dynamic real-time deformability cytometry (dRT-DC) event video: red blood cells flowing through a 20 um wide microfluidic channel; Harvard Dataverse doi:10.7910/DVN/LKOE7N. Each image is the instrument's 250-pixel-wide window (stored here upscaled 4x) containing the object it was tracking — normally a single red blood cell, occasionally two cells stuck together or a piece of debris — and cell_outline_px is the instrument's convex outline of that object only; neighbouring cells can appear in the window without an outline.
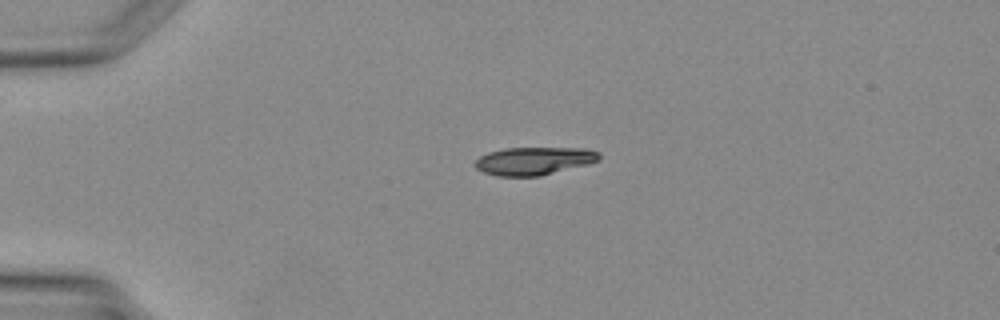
{"species": "Egyptian fruit bat (a non-hibernating species)", "species_latin": "Rousettus aegyptiacus", "temperature_condition": "warm", "stored_images_in_passage": 4, "camera_frame_rate_fps": 3000, "um_per_image_px": 0.085, "animal": {"sex": "female"}, "frame": {"image": 1, "passage_image": 4, "time_ms": 3.667, "image_size_px": [1000, 320], "cell_outline_px": [[600, 160], [588, 164], [540, 176], [496, 176], [484, 172], [476, 168], [472, 164], [480, 156], [488, 152], [504, 148], [584, 148], [600, 152]], "centroid_in_image_um": [45.38, 13.67], "position_along_channel_um": 39.6, "area_um2": 20.29}}